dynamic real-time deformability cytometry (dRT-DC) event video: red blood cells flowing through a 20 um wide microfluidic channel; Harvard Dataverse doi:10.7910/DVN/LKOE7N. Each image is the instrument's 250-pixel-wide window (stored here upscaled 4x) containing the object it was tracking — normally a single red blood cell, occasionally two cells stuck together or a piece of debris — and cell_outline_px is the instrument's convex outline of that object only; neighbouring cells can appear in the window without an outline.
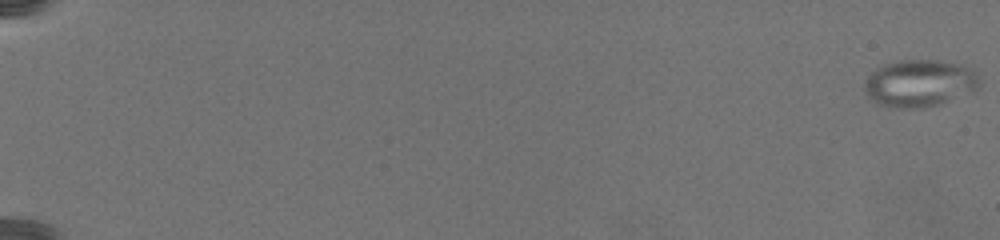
{"species": "common noctule bat (a hibernating species)", "species_latin": "Nyctalus noctula", "temperature_condition": "warm", "stored_images_in_passage": 13, "camera_frame_rate_fps": 3000, "um_per_image_px": 0.085, "animal": {"sex": "female", "body_mass_g": 19.5, "forearm_length_mm": 54.1}, "frame": {"image": 1, "passage_image": 1, "time_ms": 0.0, "image_size_px": [1000, 240], "cell_outline_px": [[980, 84], [976, 88], [948, 100], [936, 104], [920, 108], [888, 108], [876, 104], [868, 96], [864, 88], [864, 84], [868, 76], [876, 68], [884, 64], [900, 60], [936, 60], [960, 64], [968, 68], [980, 80]], "centroid_in_image_um": [78.07, 7.08], "position_along_channel_um": 6.9, "area_um2": 31.15}}
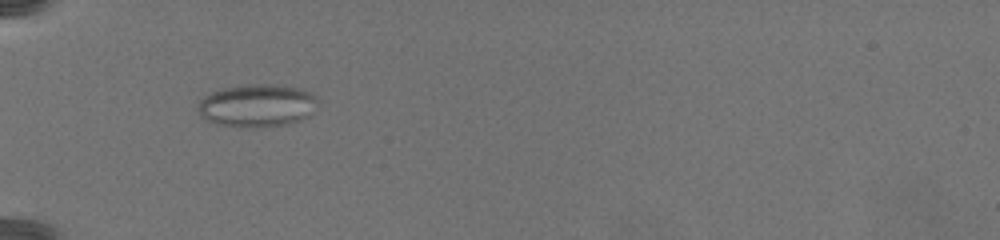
{"frame": {"image": 2, "passage_image": 10, "time_ms": 9.333, "image_size_px": [1000, 240], "cell_outline_px": [[316, 100], [312, 112], [308, 116], [300, 120], [288, 124], [256, 128], [216, 124], [200, 116], [196, 108], [200, 100], [204, 96], [212, 92], [224, 88], [252, 84], [272, 84], [296, 88], [312, 92], [316, 96]], "centroid_in_image_um": [21.82, 8.98], "position_along_channel_um": 63.2, "area_um2": 29.77}}
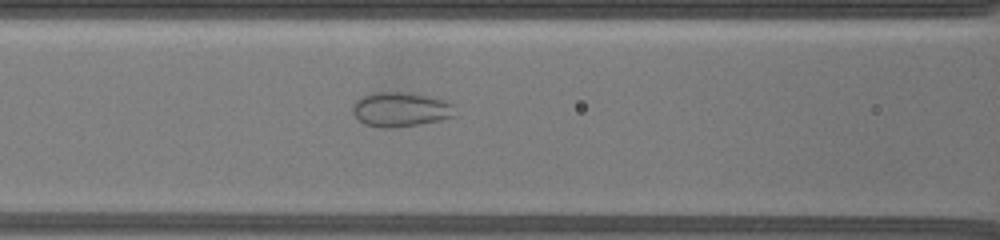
{"frame": {"image": 3, "passage_image": 13, "time_ms": 12.0, "image_size_px": [1000, 240], "cell_outline_px": [[452, 116], [440, 120], [420, 124], [396, 128], [380, 128], [364, 124], [352, 112], [352, 104], [360, 96], [368, 92], [412, 92], [444, 100], [452, 104]], "centroid_in_image_um": [33.96, 9.29], "position_along_channel_um": 132.6, "area_um2": 20.75}}